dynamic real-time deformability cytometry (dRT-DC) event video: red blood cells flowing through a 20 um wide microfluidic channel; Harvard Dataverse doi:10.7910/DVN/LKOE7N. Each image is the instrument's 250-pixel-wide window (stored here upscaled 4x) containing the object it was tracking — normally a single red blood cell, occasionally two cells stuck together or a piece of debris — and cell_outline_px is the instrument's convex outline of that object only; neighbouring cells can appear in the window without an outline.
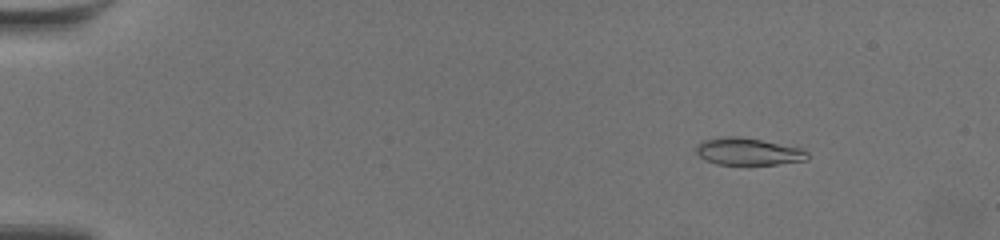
{"species": "common noctule bat (a hibernating species)", "species_latin": "Nyctalus noctula", "temperature_condition": "warm", "stored_images_in_passage": 61, "camera_frame_rate_fps": 3000, "um_per_image_px": 0.085, "animal": {"sex": "female", "body_mass_g": 19.5, "forearm_length_mm": 54.1}, "frame": {"image": 1, "passage_image": 9, "time_ms": 2.667, "image_size_px": [1000, 240], "cell_outline_px": [[808, 160], [776, 164], [716, 164], [700, 156], [696, 152], [696, 148], [704, 140], [728, 136], [740, 136], [800, 148], [808, 152]], "centroid_in_image_um": [63.62, 12.88], "position_along_channel_um": 21.4, "area_um2": 17.22}}
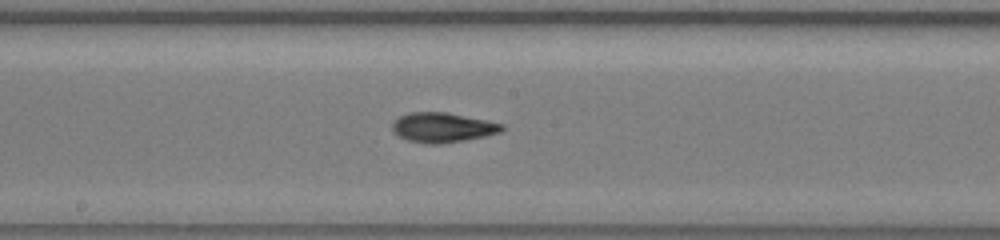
{"frame": {"image": 2, "passage_image": 35, "time_ms": 11.333, "image_size_px": [1000, 240], "cell_outline_px": [[504, 128], [500, 132], [484, 136], [464, 140], [440, 144], [428, 144], [408, 140], [392, 132], [392, 124], [400, 116], [408, 112], [448, 112], [504, 124]], "centroid_in_image_um": [37.61, 10.83], "position_along_channel_um": 210.6, "area_um2": 18.9}}
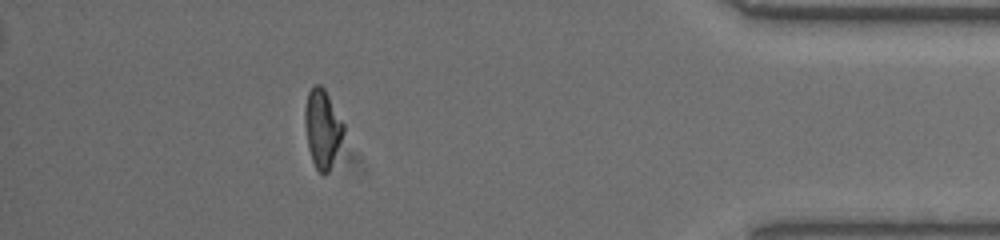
{"frame": {"image": 3, "passage_image": 55, "time_ms": 18.0, "image_size_px": [1000, 240], "cell_outline_px": [[344, 132], [332, 164], [328, 172], [324, 176], [316, 168], [312, 160], [308, 148], [304, 120], [304, 108], [308, 92], [312, 84], [320, 84], [324, 88], [344, 124]], "centroid_in_image_um": [27.38, 10.89], "position_along_channel_um": 407.8, "area_um2": 17.63}, "authors_computed_cell_mechanics": {"area_um2": 17.7446, "velocity_mm_per_s": 3.562, "shape_relaxation_time_tau1_ms": 6.0264, "shape_relaxation_time_tau2_ms": 2.4738, "deformation_change_tau1": 0.1724, "deformation_change_tau2": 0.0925}}